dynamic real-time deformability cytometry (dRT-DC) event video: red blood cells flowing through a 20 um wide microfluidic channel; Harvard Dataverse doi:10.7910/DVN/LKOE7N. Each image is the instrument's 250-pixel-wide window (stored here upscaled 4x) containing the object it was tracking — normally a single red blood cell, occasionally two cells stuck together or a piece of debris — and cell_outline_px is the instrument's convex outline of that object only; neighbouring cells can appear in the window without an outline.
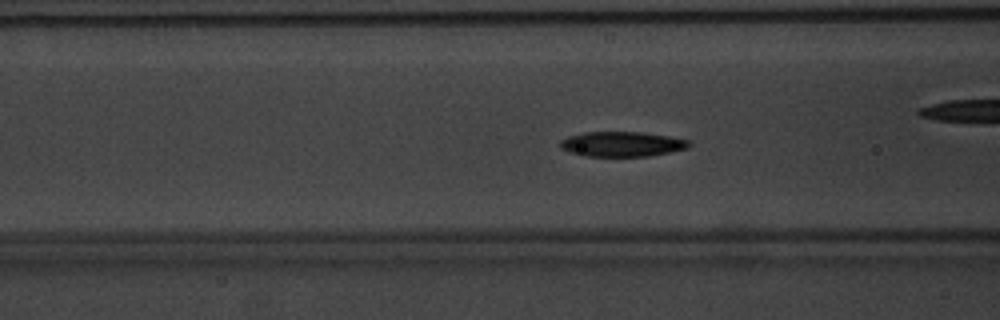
{"species": "common noctule bat (a hibernating species)", "species_latin": "Nyctalus noctula", "temperature_condition": "warm", "stored_images_in_passage": 47, "camera_frame_rate_fps": 3000, "um_per_image_px": 0.085, "animal": {"sex": "male", "body_mass_g": 20.1, "forearm_length_mm": 53.5}, "frame": {"image": 1, "passage_image": 14, "time_ms": 4.333, "image_size_px": [1000, 320], "cell_outline_px": [[692, 144], [688, 148], [648, 156], [584, 156], [560, 148], [560, 140], [568, 136], [584, 132], [640, 132], [668, 136], [688, 140]], "centroid_in_image_um": [52.85, 12.24], "position_along_channel_um": 113.7, "area_um2": 18.61}, "authors_computed_cell_mechanics": {"area_um2": 18.785, "velocity_mm_per_s": 3.7993, "shape_relaxation_time_tau1_ms": 2.4268, "shape_relaxation_time_tau2_ms": 4.7425, "deformation_change_tau1": 0.1433, "deformation_change_tau2": 0.1066}}